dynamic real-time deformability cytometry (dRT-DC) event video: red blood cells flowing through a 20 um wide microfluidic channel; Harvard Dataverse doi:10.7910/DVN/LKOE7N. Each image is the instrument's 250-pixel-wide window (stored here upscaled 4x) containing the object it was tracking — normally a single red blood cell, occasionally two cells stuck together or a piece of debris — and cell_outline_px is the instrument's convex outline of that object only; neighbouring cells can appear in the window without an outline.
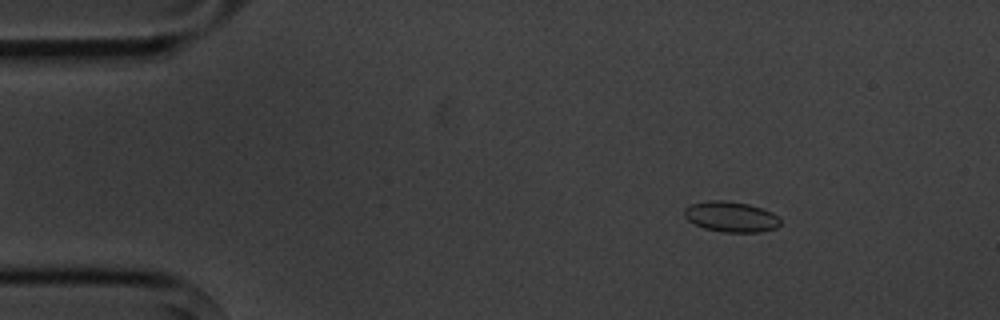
{"species": "common noctule bat (a hibernating species)", "species_latin": "Nyctalus noctula", "temperature_condition": "cold", "stored_images_in_passage": 4, "camera_frame_rate_fps": 3000, "um_per_image_px": 0.085, "animal": {"sex": "male", "body_mass_g": 20.1, "forearm_length_mm": 53.5}, "frame": {"image": 1, "passage_image": 2, "time_ms": 1.333, "image_size_px": [1000, 320], "cell_outline_px": [[780, 224], [776, 228], [760, 232], [724, 232], [704, 228], [688, 220], [684, 216], [684, 208], [692, 204], [708, 200], [724, 200], [748, 204], [772, 212], [780, 216]], "centroid_in_image_um": [62.15, 18.42], "position_along_channel_um": 22.9, "area_um2": 17.05}}